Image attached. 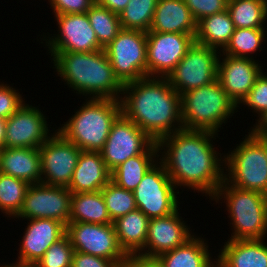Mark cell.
Wrapping results in <instances>:
<instances>
[{
  "label": "cell",
  "instance_id": "obj_1",
  "mask_svg": "<svg viewBox=\"0 0 267 267\" xmlns=\"http://www.w3.org/2000/svg\"><path fill=\"white\" fill-rule=\"evenodd\" d=\"M216 137L214 132L183 128L157 142L159 161L176 188H191L209 200L215 196L225 180V153L215 150Z\"/></svg>",
  "mask_w": 267,
  "mask_h": 267
},
{
  "label": "cell",
  "instance_id": "obj_2",
  "mask_svg": "<svg viewBox=\"0 0 267 267\" xmlns=\"http://www.w3.org/2000/svg\"><path fill=\"white\" fill-rule=\"evenodd\" d=\"M122 113L154 142L183 129L181 95L167 78L145 77L124 84Z\"/></svg>",
  "mask_w": 267,
  "mask_h": 267
},
{
  "label": "cell",
  "instance_id": "obj_3",
  "mask_svg": "<svg viewBox=\"0 0 267 267\" xmlns=\"http://www.w3.org/2000/svg\"><path fill=\"white\" fill-rule=\"evenodd\" d=\"M50 54L57 76L77 95L89 99H121L124 85L115 76L104 49Z\"/></svg>",
  "mask_w": 267,
  "mask_h": 267
},
{
  "label": "cell",
  "instance_id": "obj_4",
  "mask_svg": "<svg viewBox=\"0 0 267 267\" xmlns=\"http://www.w3.org/2000/svg\"><path fill=\"white\" fill-rule=\"evenodd\" d=\"M121 113L120 100L86 98L56 131L82 151L100 152Z\"/></svg>",
  "mask_w": 267,
  "mask_h": 267
},
{
  "label": "cell",
  "instance_id": "obj_5",
  "mask_svg": "<svg viewBox=\"0 0 267 267\" xmlns=\"http://www.w3.org/2000/svg\"><path fill=\"white\" fill-rule=\"evenodd\" d=\"M212 200L226 204L232 225V234L227 240L267 241V195L233 187L224 180Z\"/></svg>",
  "mask_w": 267,
  "mask_h": 267
},
{
  "label": "cell",
  "instance_id": "obj_6",
  "mask_svg": "<svg viewBox=\"0 0 267 267\" xmlns=\"http://www.w3.org/2000/svg\"><path fill=\"white\" fill-rule=\"evenodd\" d=\"M236 110L237 105L218 80L181 94L184 129L205 130L218 134L223 129V123L226 125Z\"/></svg>",
  "mask_w": 267,
  "mask_h": 267
},
{
  "label": "cell",
  "instance_id": "obj_7",
  "mask_svg": "<svg viewBox=\"0 0 267 267\" xmlns=\"http://www.w3.org/2000/svg\"><path fill=\"white\" fill-rule=\"evenodd\" d=\"M236 145L225 155V181L267 195V158L262 145L249 132Z\"/></svg>",
  "mask_w": 267,
  "mask_h": 267
},
{
  "label": "cell",
  "instance_id": "obj_8",
  "mask_svg": "<svg viewBox=\"0 0 267 267\" xmlns=\"http://www.w3.org/2000/svg\"><path fill=\"white\" fill-rule=\"evenodd\" d=\"M115 76L124 85L147 77V34L121 29L104 49Z\"/></svg>",
  "mask_w": 267,
  "mask_h": 267
},
{
  "label": "cell",
  "instance_id": "obj_9",
  "mask_svg": "<svg viewBox=\"0 0 267 267\" xmlns=\"http://www.w3.org/2000/svg\"><path fill=\"white\" fill-rule=\"evenodd\" d=\"M158 160L133 190L136 207L149 219L165 217L179 208V190ZM178 197V198H177Z\"/></svg>",
  "mask_w": 267,
  "mask_h": 267
},
{
  "label": "cell",
  "instance_id": "obj_10",
  "mask_svg": "<svg viewBox=\"0 0 267 267\" xmlns=\"http://www.w3.org/2000/svg\"><path fill=\"white\" fill-rule=\"evenodd\" d=\"M220 51L197 42L188 49L167 79L180 95L217 80Z\"/></svg>",
  "mask_w": 267,
  "mask_h": 267
},
{
  "label": "cell",
  "instance_id": "obj_11",
  "mask_svg": "<svg viewBox=\"0 0 267 267\" xmlns=\"http://www.w3.org/2000/svg\"><path fill=\"white\" fill-rule=\"evenodd\" d=\"M74 251L113 260L119 267L128 260L120 247L113 224L69 222L66 226Z\"/></svg>",
  "mask_w": 267,
  "mask_h": 267
},
{
  "label": "cell",
  "instance_id": "obj_12",
  "mask_svg": "<svg viewBox=\"0 0 267 267\" xmlns=\"http://www.w3.org/2000/svg\"><path fill=\"white\" fill-rule=\"evenodd\" d=\"M71 196L72 192L67 187L31 184L26 190L21 209L12 219L47 218L67 226L71 214Z\"/></svg>",
  "mask_w": 267,
  "mask_h": 267
},
{
  "label": "cell",
  "instance_id": "obj_13",
  "mask_svg": "<svg viewBox=\"0 0 267 267\" xmlns=\"http://www.w3.org/2000/svg\"><path fill=\"white\" fill-rule=\"evenodd\" d=\"M58 30L39 38L45 41L48 53L95 52L104 48L99 44L87 13L54 15ZM51 36V37H50ZM46 38V39H45Z\"/></svg>",
  "mask_w": 267,
  "mask_h": 267
},
{
  "label": "cell",
  "instance_id": "obj_14",
  "mask_svg": "<svg viewBox=\"0 0 267 267\" xmlns=\"http://www.w3.org/2000/svg\"><path fill=\"white\" fill-rule=\"evenodd\" d=\"M53 129V135L39 148L41 183L68 187L82 150Z\"/></svg>",
  "mask_w": 267,
  "mask_h": 267
},
{
  "label": "cell",
  "instance_id": "obj_15",
  "mask_svg": "<svg viewBox=\"0 0 267 267\" xmlns=\"http://www.w3.org/2000/svg\"><path fill=\"white\" fill-rule=\"evenodd\" d=\"M153 143L146 133L121 113L114 121L100 153L105 165L112 171L128 158L143 154Z\"/></svg>",
  "mask_w": 267,
  "mask_h": 267
},
{
  "label": "cell",
  "instance_id": "obj_16",
  "mask_svg": "<svg viewBox=\"0 0 267 267\" xmlns=\"http://www.w3.org/2000/svg\"><path fill=\"white\" fill-rule=\"evenodd\" d=\"M147 77L167 78L195 42L185 33L146 32Z\"/></svg>",
  "mask_w": 267,
  "mask_h": 267
},
{
  "label": "cell",
  "instance_id": "obj_17",
  "mask_svg": "<svg viewBox=\"0 0 267 267\" xmlns=\"http://www.w3.org/2000/svg\"><path fill=\"white\" fill-rule=\"evenodd\" d=\"M46 117L37 106L25 103L6 119L4 148H40L53 135Z\"/></svg>",
  "mask_w": 267,
  "mask_h": 267
},
{
  "label": "cell",
  "instance_id": "obj_18",
  "mask_svg": "<svg viewBox=\"0 0 267 267\" xmlns=\"http://www.w3.org/2000/svg\"><path fill=\"white\" fill-rule=\"evenodd\" d=\"M178 210L180 209L178 208L168 216L149 220L145 246L137 255L157 258L183 245L195 234L192 233V229L190 230V226L188 227Z\"/></svg>",
  "mask_w": 267,
  "mask_h": 267
},
{
  "label": "cell",
  "instance_id": "obj_19",
  "mask_svg": "<svg viewBox=\"0 0 267 267\" xmlns=\"http://www.w3.org/2000/svg\"><path fill=\"white\" fill-rule=\"evenodd\" d=\"M256 61L224 55L221 52L219 54L217 80L236 105L249 93L263 72V65Z\"/></svg>",
  "mask_w": 267,
  "mask_h": 267
},
{
  "label": "cell",
  "instance_id": "obj_20",
  "mask_svg": "<svg viewBox=\"0 0 267 267\" xmlns=\"http://www.w3.org/2000/svg\"><path fill=\"white\" fill-rule=\"evenodd\" d=\"M27 228L20 242L18 259L14 264L33 267L46 250L66 235V225L47 218L26 219Z\"/></svg>",
  "mask_w": 267,
  "mask_h": 267
},
{
  "label": "cell",
  "instance_id": "obj_21",
  "mask_svg": "<svg viewBox=\"0 0 267 267\" xmlns=\"http://www.w3.org/2000/svg\"><path fill=\"white\" fill-rule=\"evenodd\" d=\"M111 180V171L107 168L100 152L81 151L72 180L67 187L72 193L101 191Z\"/></svg>",
  "mask_w": 267,
  "mask_h": 267
},
{
  "label": "cell",
  "instance_id": "obj_22",
  "mask_svg": "<svg viewBox=\"0 0 267 267\" xmlns=\"http://www.w3.org/2000/svg\"><path fill=\"white\" fill-rule=\"evenodd\" d=\"M265 239L225 240L217 255L218 267H267Z\"/></svg>",
  "mask_w": 267,
  "mask_h": 267
},
{
  "label": "cell",
  "instance_id": "obj_23",
  "mask_svg": "<svg viewBox=\"0 0 267 267\" xmlns=\"http://www.w3.org/2000/svg\"><path fill=\"white\" fill-rule=\"evenodd\" d=\"M149 32L196 36L197 22L184 0H158Z\"/></svg>",
  "mask_w": 267,
  "mask_h": 267
},
{
  "label": "cell",
  "instance_id": "obj_24",
  "mask_svg": "<svg viewBox=\"0 0 267 267\" xmlns=\"http://www.w3.org/2000/svg\"><path fill=\"white\" fill-rule=\"evenodd\" d=\"M0 172L24 180L29 185L41 183L39 148H2Z\"/></svg>",
  "mask_w": 267,
  "mask_h": 267
},
{
  "label": "cell",
  "instance_id": "obj_25",
  "mask_svg": "<svg viewBox=\"0 0 267 267\" xmlns=\"http://www.w3.org/2000/svg\"><path fill=\"white\" fill-rule=\"evenodd\" d=\"M196 235L183 245L161 254L157 259L164 267H215L216 257L212 258L207 241Z\"/></svg>",
  "mask_w": 267,
  "mask_h": 267
},
{
  "label": "cell",
  "instance_id": "obj_26",
  "mask_svg": "<svg viewBox=\"0 0 267 267\" xmlns=\"http://www.w3.org/2000/svg\"><path fill=\"white\" fill-rule=\"evenodd\" d=\"M149 218L138 208L113 221L120 247L128 255H137L145 246Z\"/></svg>",
  "mask_w": 267,
  "mask_h": 267
},
{
  "label": "cell",
  "instance_id": "obj_27",
  "mask_svg": "<svg viewBox=\"0 0 267 267\" xmlns=\"http://www.w3.org/2000/svg\"><path fill=\"white\" fill-rule=\"evenodd\" d=\"M158 158V144L154 142L143 154L128 158L112 170L111 181L119 187L133 191Z\"/></svg>",
  "mask_w": 267,
  "mask_h": 267
},
{
  "label": "cell",
  "instance_id": "obj_28",
  "mask_svg": "<svg viewBox=\"0 0 267 267\" xmlns=\"http://www.w3.org/2000/svg\"><path fill=\"white\" fill-rule=\"evenodd\" d=\"M234 30V24L226 9L197 22L195 42L221 52L229 43Z\"/></svg>",
  "mask_w": 267,
  "mask_h": 267
},
{
  "label": "cell",
  "instance_id": "obj_29",
  "mask_svg": "<svg viewBox=\"0 0 267 267\" xmlns=\"http://www.w3.org/2000/svg\"><path fill=\"white\" fill-rule=\"evenodd\" d=\"M69 222L113 224L102 192L72 193Z\"/></svg>",
  "mask_w": 267,
  "mask_h": 267
},
{
  "label": "cell",
  "instance_id": "obj_30",
  "mask_svg": "<svg viewBox=\"0 0 267 267\" xmlns=\"http://www.w3.org/2000/svg\"><path fill=\"white\" fill-rule=\"evenodd\" d=\"M227 10L235 28L267 29V0H228Z\"/></svg>",
  "mask_w": 267,
  "mask_h": 267
},
{
  "label": "cell",
  "instance_id": "obj_31",
  "mask_svg": "<svg viewBox=\"0 0 267 267\" xmlns=\"http://www.w3.org/2000/svg\"><path fill=\"white\" fill-rule=\"evenodd\" d=\"M267 29L235 28L229 43L221 51L224 55L233 57L251 58L255 52L262 51L267 41Z\"/></svg>",
  "mask_w": 267,
  "mask_h": 267
},
{
  "label": "cell",
  "instance_id": "obj_32",
  "mask_svg": "<svg viewBox=\"0 0 267 267\" xmlns=\"http://www.w3.org/2000/svg\"><path fill=\"white\" fill-rule=\"evenodd\" d=\"M87 17L99 44L105 49L122 29L119 15L95 2L87 11Z\"/></svg>",
  "mask_w": 267,
  "mask_h": 267
},
{
  "label": "cell",
  "instance_id": "obj_33",
  "mask_svg": "<svg viewBox=\"0 0 267 267\" xmlns=\"http://www.w3.org/2000/svg\"><path fill=\"white\" fill-rule=\"evenodd\" d=\"M157 3L158 0H130L118 14L121 28L149 32Z\"/></svg>",
  "mask_w": 267,
  "mask_h": 267
},
{
  "label": "cell",
  "instance_id": "obj_34",
  "mask_svg": "<svg viewBox=\"0 0 267 267\" xmlns=\"http://www.w3.org/2000/svg\"><path fill=\"white\" fill-rule=\"evenodd\" d=\"M28 187L26 181L0 172V211L6 218L19 212Z\"/></svg>",
  "mask_w": 267,
  "mask_h": 267
},
{
  "label": "cell",
  "instance_id": "obj_35",
  "mask_svg": "<svg viewBox=\"0 0 267 267\" xmlns=\"http://www.w3.org/2000/svg\"><path fill=\"white\" fill-rule=\"evenodd\" d=\"M101 192L112 221L137 208L133 191L119 187L111 180L102 188Z\"/></svg>",
  "mask_w": 267,
  "mask_h": 267
},
{
  "label": "cell",
  "instance_id": "obj_36",
  "mask_svg": "<svg viewBox=\"0 0 267 267\" xmlns=\"http://www.w3.org/2000/svg\"><path fill=\"white\" fill-rule=\"evenodd\" d=\"M74 248L67 235L52 244L33 267H71Z\"/></svg>",
  "mask_w": 267,
  "mask_h": 267
},
{
  "label": "cell",
  "instance_id": "obj_37",
  "mask_svg": "<svg viewBox=\"0 0 267 267\" xmlns=\"http://www.w3.org/2000/svg\"><path fill=\"white\" fill-rule=\"evenodd\" d=\"M241 104L251 109L252 113H257V117L267 111V72L261 73L249 93L237 105V109Z\"/></svg>",
  "mask_w": 267,
  "mask_h": 267
},
{
  "label": "cell",
  "instance_id": "obj_38",
  "mask_svg": "<svg viewBox=\"0 0 267 267\" xmlns=\"http://www.w3.org/2000/svg\"><path fill=\"white\" fill-rule=\"evenodd\" d=\"M24 100L18 89L0 82V118L8 119L25 104Z\"/></svg>",
  "mask_w": 267,
  "mask_h": 267
},
{
  "label": "cell",
  "instance_id": "obj_39",
  "mask_svg": "<svg viewBox=\"0 0 267 267\" xmlns=\"http://www.w3.org/2000/svg\"><path fill=\"white\" fill-rule=\"evenodd\" d=\"M194 20L198 22L204 17L223 12L227 9L228 0H184Z\"/></svg>",
  "mask_w": 267,
  "mask_h": 267
},
{
  "label": "cell",
  "instance_id": "obj_40",
  "mask_svg": "<svg viewBox=\"0 0 267 267\" xmlns=\"http://www.w3.org/2000/svg\"><path fill=\"white\" fill-rule=\"evenodd\" d=\"M53 14L87 13L95 3L93 0H48Z\"/></svg>",
  "mask_w": 267,
  "mask_h": 267
},
{
  "label": "cell",
  "instance_id": "obj_41",
  "mask_svg": "<svg viewBox=\"0 0 267 267\" xmlns=\"http://www.w3.org/2000/svg\"><path fill=\"white\" fill-rule=\"evenodd\" d=\"M71 267H119L113 260L74 251Z\"/></svg>",
  "mask_w": 267,
  "mask_h": 267
},
{
  "label": "cell",
  "instance_id": "obj_42",
  "mask_svg": "<svg viewBox=\"0 0 267 267\" xmlns=\"http://www.w3.org/2000/svg\"><path fill=\"white\" fill-rule=\"evenodd\" d=\"M123 267H164L157 258H147L140 255H132Z\"/></svg>",
  "mask_w": 267,
  "mask_h": 267
},
{
  "label": "cell",
  "instance_id": "obj_43",
  "mask_svg": "<svg viewBox=\"0 0 267 267\" xmlns=\"http://www.w3.org/2000/svg\"><path fill=\"white\" fill-rule=\"evenodd\" d=\"M130 0H98L97 3L111 12L119 14L122 12Z\"/></svg>",
  "mask_w": 267,
  "mask_h": 267
},
{
  "label": "cell",
  "instance_id": "obj_44",
  "mask_svg": "<svg viewBox=\"0 0 267 267\" xmlns=\"http://www.w3.org/2000/svg\"><path fill=\"white\" fill-rule=\"evenodd\" d=\"M255 124L251 126L250 130L248 129L250 134H267V111H265L262 115H260Z\"/></svg>",
  "mask_w": 267,
  "mask_h": 267
},
{
  "label": "cell",
  "instance_id": "obj_45",
  "mask_svg": "<svg viewBox=\"0 0 267 267\" xmlns=\"http://www.w3.org/2000/svg\"><path fill=\"white\" fill-rule=\"evenodd\" d=\"M6 119L0 118V149L4 148L6 134Z\"/></svg>",
  "mask_w": 267,
  "mask_h": 267
},
{
  "label": "cell",
  "instance_id": "obj_46",
  "mask_svg": "<svg viewBox=\"0 0 267 267\" xmlns=\"http://www.w3.org/2000/svg\"><path fill=\"white\" fill-rule=\"evenodd\" d=\"M263 147L267 158V134H251Z\"/></svg>",
  "mask_w": 267,
  "mask_h": 267
},
{
  "label": "cell",
  "instance_id": "obj_47",
  "mask_svg": "<svg viewBox=\"0 0 267 267\" xmlns=\"http://www.w3.org/2000/svg\"><path fill=\"white\" fill-rule=\"evenodd\" d=\"M0 267H19V265L18 264H14L13 262L12 263H8V264H4L3 263V265L1 266L0 265Z\"/></svg>",
  "mask_w": 267,
  "mask_h": 267
}]
</instances>
